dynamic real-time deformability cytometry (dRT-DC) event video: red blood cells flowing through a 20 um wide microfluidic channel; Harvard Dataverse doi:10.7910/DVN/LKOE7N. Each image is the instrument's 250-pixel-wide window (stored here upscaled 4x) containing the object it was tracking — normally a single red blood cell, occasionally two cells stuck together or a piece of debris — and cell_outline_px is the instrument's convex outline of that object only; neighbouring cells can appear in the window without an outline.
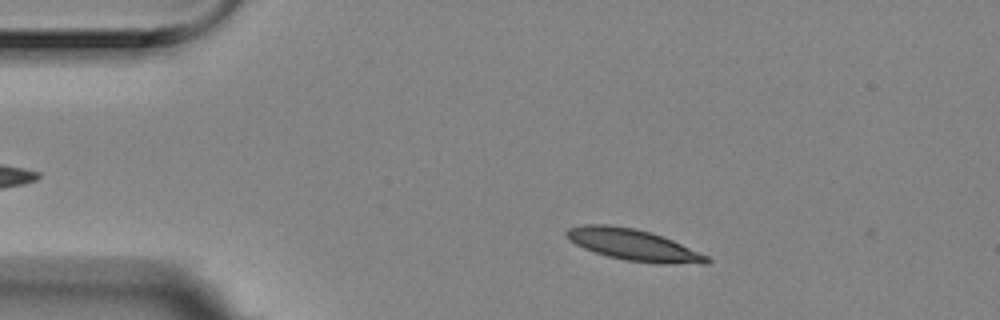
{"species": "Egyptian fruit bat (a non-hibernating species)", "species_latin": "Rousettus aegyptiacus", "temperature_condition": "room temperature", "stored_images_in_passage": 4, "camera_frame_rate_fps": 3000, "um_per_image_px": 0.085, "animal": {"sex": "female"}, "frame": {"image": 1, "passage_image": 3, "time_ms": 0.667, "image_size_px": [1000, 320], "cell_outline_px": [[712, 260], [708, 264], [660, 264], [624, 260], [608, 256], [584, 248], [568, 240], [564, 232], [568, 228], [584, 224], [608, 224], [636, 228], [672, 240], [708, 256]], "centroid_in_image_um": [53.83, 20.82], "position_along_channel_um": 31.2, "area_um2": 25.66}}